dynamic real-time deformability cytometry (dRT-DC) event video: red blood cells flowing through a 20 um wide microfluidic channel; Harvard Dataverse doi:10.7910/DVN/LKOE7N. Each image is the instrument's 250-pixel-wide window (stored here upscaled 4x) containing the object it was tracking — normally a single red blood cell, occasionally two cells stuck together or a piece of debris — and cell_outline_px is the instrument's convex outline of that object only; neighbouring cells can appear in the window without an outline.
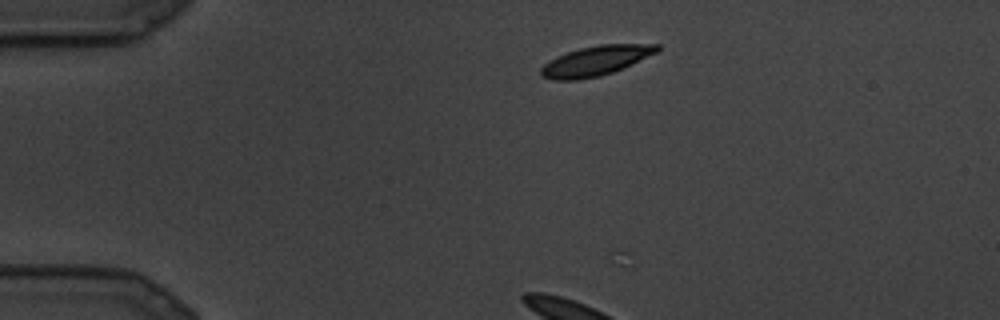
{"species": "common noctule bat (a hibernating species)", "species_latin": "Nyctalus noctula", "temperature_condition": "cold", "stored_images_in_passage": 8, "camera_frame_rate_fps": 3000, "um_per_image_px": 0.085, "animal": {"sex": "male", "body_mass_g": 19.5, "forearm_length_mm": 54.6}, "frame": {"image": 1, "passage_image": 2, "time_ms": 0.333, "image_size_px": [1000, 320], "cell_outline_px": [[660, 48], [656, 52], [624, 68], [600, 76], [580, 80], [552, 80], [540, 76], [540, 68], [544, 64], [556, 56], [580, 48], [600, 44], [660, 44]], "centroid_in_image_um": [50.6, 5.18], "position_along_channel_um": 34.4, "area_um2": 20.17}}